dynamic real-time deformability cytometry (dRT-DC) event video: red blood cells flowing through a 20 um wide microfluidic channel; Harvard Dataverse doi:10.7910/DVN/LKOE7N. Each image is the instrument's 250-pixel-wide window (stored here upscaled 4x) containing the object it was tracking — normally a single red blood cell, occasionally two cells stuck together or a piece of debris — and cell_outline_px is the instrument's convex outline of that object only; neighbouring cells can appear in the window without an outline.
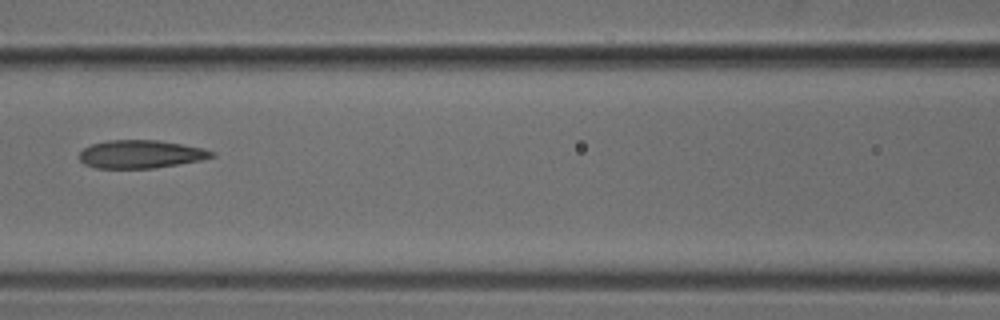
{"species": "common noctule bat (a hibernating species)", "species_latin": "Nyctalus noctula", "temperature_condition": "cold", "stored_images_in_passage": 4, "camera_frame_rate_fps": 3000, "um_per_image_px": 0.085, "animal": {"sex": "male", "body_mass_g": 18.8}, "frame": {"image": 1, "passage_image": 4, "time_ms": 1.0, "image_size_px": [1000, 320], "cell_outline_px": [[216, 156], [200, 160], [152, 168], [96, 168], [84, 164], [80, 160], [80, 152], [84, 148], [92, 144], [108, 140], [160, 140], [204, 148], [216, 152]], "centroid_in_image_um": [11.98, 13.1], "position_along_channel_um": 154.6, "area_um2": 21.62}}